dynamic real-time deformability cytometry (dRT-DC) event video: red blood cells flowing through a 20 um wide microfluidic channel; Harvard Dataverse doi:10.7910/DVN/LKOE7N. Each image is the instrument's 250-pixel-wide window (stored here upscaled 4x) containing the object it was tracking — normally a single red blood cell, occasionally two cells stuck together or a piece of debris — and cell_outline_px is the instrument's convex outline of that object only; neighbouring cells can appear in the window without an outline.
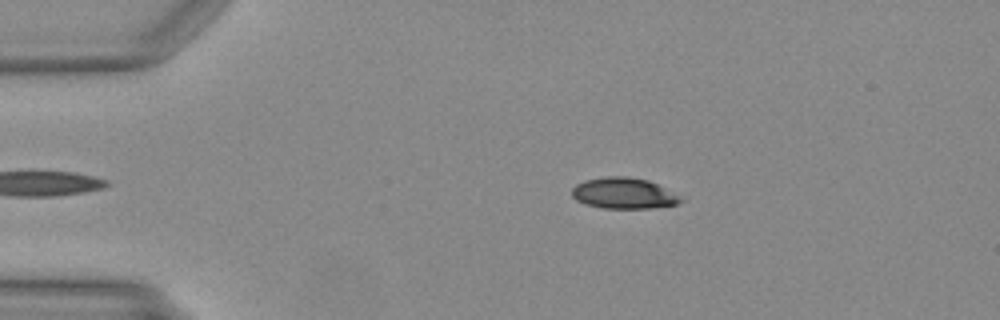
{"species": "Egyptian fruit bat (a non-hibernating species)", "species_latin": "Rousettus aegyptiacus", "temperature_condition": "warm", "stored_images_in_passage": 45, "camera_frame_rate_fps": 3000, "um_per_image_px": 0.085, "animal": {"sex": "female"}, "frame": {"image": 1, "passage_image": 5, "time_ms": 1.333, "image_size_px": [1000, 320], "cell_outline_px": [[684, 200], [676, 204], [652, 208], [604, 208], [584, 204], [576, 200], [572, 196], [572, 188], [576, 184], [584, 180], [608, 176], [628, 176], [648, 180], [664, 188]], "centroid_in_image_um": [52.95, 16.42], "position_along_channel_um": 32.0, "area_um2": 19.48}}
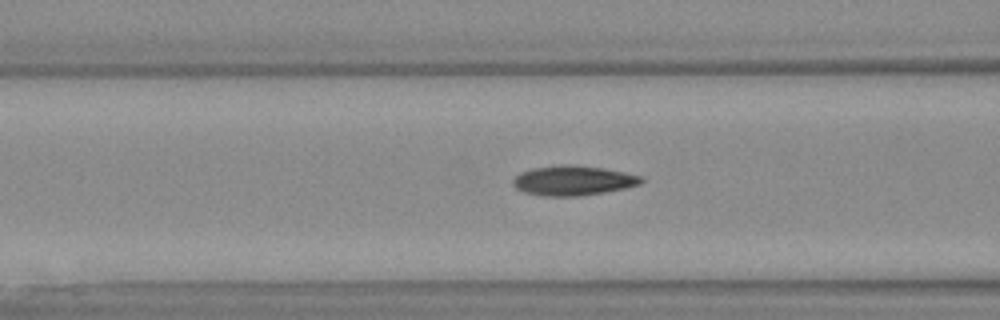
{"frame": {"image": 2, "passage_image": 15, "time_ms": 4.667, "image_size_px": [1000, 320], "cell_outline_px": [[644, 180], [640, 184], [624, 188], [604, 192], [580, 196], [544, 196], [524, 192], [516, 188], [512, 184], [512, 180], [520, 172], [532, 168], [556, 164], [568, 164], [600, 168], [624, 172], [644, 176]], "centroid_in_image_um": [48.69, 15.34], "position_along_channel_um": 117.9, "area_um2": 22.31}}
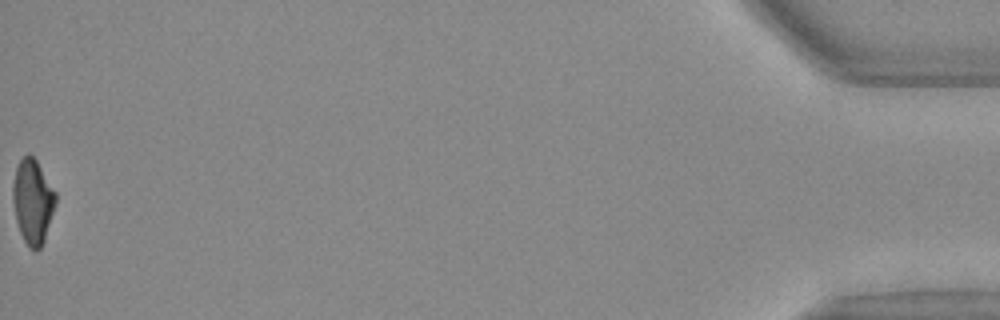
{"frame": {"image": 3, "passage_image": 45, "time_ms": 14.667, "image_size_px": [1000, 320], "cell_outline_px": [[56, 204], [44, 240], [40, 248], [36, 252], [28, 248], [20, 232], [16, 220], [12, 200], [12, 188], [16, 168], [20, 160], [28, 152], [36, 160], [56, 192]], "centroid_in_image_um": [2.78, 17.14], "position_along_channel_um": 432.4, "area_um2": 21.1}}